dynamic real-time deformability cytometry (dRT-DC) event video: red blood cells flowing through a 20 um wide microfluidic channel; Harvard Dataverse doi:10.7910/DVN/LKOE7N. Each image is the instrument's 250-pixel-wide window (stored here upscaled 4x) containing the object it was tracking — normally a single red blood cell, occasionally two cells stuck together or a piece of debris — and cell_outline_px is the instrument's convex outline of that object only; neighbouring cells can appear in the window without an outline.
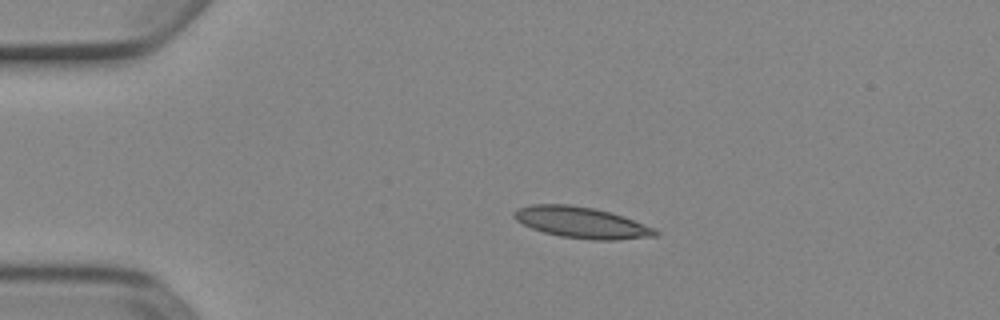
{"species": "Egyptian fruit bat (a non-hibernating species)", "species_latin": "Rousettus aegyptiacus", "temperature_condition": "cold", "stored_images_in_passage": 2, "camera_frame_rate_fps": 3000, "um_per_image_px": 0.085, "animal": {"sex": "female"}, "frame": {"image": 1, "passage_image": 1, "time_ms": 0.0, "image_size_px": [1000, 320], "cell_outline_px": [[660, 232], [656, 236], [616, 240], [592, 240], [560, 236], [544, 232], [532, 228], [516, 220], [512, 216], [512, 212], [516, 208], [532, 204], [568, 204], [592, 208], [624, 216], [656, 228]], "centroid_in_image_um": [49.43, 18.91], "position_along_channel_um": 35.6, "area_um2": 25.72}}